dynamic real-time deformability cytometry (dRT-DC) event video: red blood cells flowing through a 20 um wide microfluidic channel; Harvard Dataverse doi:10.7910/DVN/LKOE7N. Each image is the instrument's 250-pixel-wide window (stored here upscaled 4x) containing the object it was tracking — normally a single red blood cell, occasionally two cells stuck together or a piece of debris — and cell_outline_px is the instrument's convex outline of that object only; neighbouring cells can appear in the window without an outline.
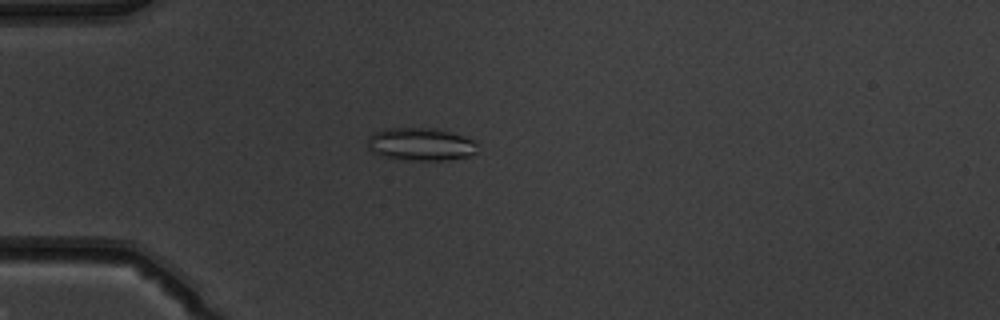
{"species": "common noctule bat (a hibernating species)", "species_latin": "Nyctalus noctula", "temperature_condition": "warm", "stored_images_in_passage": 3, "camera_frame_rate_fps": 3000, "um_per_image_px": 0.085, "animal": {"sex": "male", "body_mass_g": 19.5, "forearm_length_mm": 54.6}, "frame": {"image": 1, "passage_image": 3, "time_ms": 2.333, "image_size_px": [1000, 320], "cell_outline_px": [[476, 152], [468, 156], [448, 160], [404, 160], [384, 156], [372, 152], [368, 148], [368, 136], [384, 128], [436, 128], [452, 132], [476, 140]], "centroid_in_image_um": [35.77, 12.25], "position_along_channel_um": 49.2, "area_um2": 21.15}}